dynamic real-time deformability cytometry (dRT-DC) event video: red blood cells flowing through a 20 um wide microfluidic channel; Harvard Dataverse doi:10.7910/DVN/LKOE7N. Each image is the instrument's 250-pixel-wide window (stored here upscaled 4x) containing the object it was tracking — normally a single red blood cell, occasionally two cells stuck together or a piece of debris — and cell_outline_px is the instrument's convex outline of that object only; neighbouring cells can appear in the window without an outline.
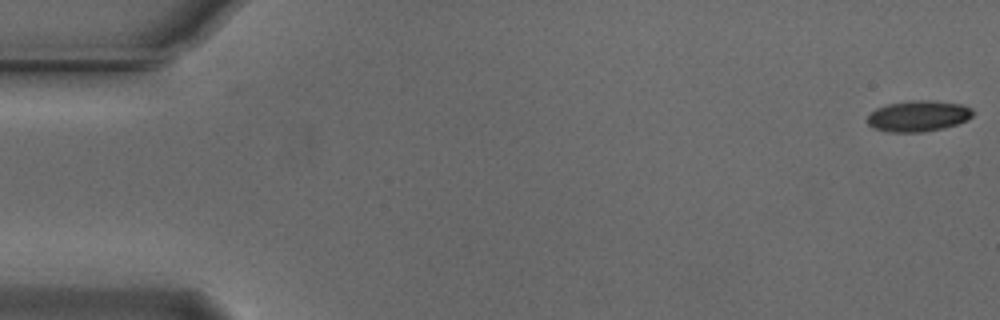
{"species": "Egyptian fruit bat (a non-hibernating species)", "species_latin": "Rousettus aegyptiacus", "temperature_condition": "cold", "stored_images_in_passage": 4, "camera_frame_rate_fps": 3000, "um_per_image_px": 0.085, "animal": {"sex": "male"}, "frame": {"image": 1, "passage_image": 4, "time_ms": 1.0, "image_size_px": [1000, 320], "cell_outline_px": [[972, 116], [968, 120], [944, 128], [920, 132], [892, 132], [872, 128], [868, 124], [868, 116], [876, 108], [888, 104], [912, 100], [928, 100], [960, 104], [972, 108]], "centroid_in_image_um": [78.05, 9.86], "position_along_channel_um": 7.0, "area_um2": 18.9}}